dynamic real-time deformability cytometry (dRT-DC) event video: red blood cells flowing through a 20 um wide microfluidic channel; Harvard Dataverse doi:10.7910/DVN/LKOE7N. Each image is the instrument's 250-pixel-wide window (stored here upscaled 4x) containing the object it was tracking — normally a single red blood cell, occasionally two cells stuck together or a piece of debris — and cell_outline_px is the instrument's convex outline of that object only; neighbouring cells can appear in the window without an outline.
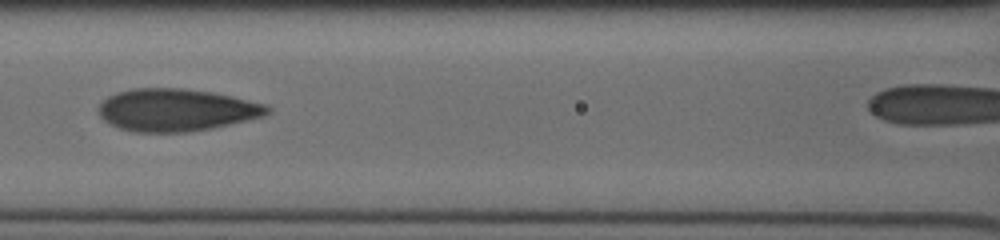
{"species": "human", "species_latin": "Homo sapiens", "temperature_condition": "cold", "stored_images_in_passage": 16, "segment_of_instrument_passage": [1, 2], "camera_frame_rate_fps": 3000, "um_per_image_px": 0.085, "donor": {"sex": "male"}, "frame": {"image": 1, "passage_image": 14, "time_ms": 7.333, "image_size_px": [1000, 240], "cell_outline_px": [[272, 108], [268, 112], [260, 116], [212, 128], [188, 132], [136, 132], [120, 128], [104, 120], [100, 116], [100, 104], [108, 96], [116, 92], [136, 88], [184, 88], [212, 92], [232, 96], [264, 104]], "centroid_in_image_um": [14.96, 9.34], "position_along_channel_um": 151.6, "area_um2": 41.21}}